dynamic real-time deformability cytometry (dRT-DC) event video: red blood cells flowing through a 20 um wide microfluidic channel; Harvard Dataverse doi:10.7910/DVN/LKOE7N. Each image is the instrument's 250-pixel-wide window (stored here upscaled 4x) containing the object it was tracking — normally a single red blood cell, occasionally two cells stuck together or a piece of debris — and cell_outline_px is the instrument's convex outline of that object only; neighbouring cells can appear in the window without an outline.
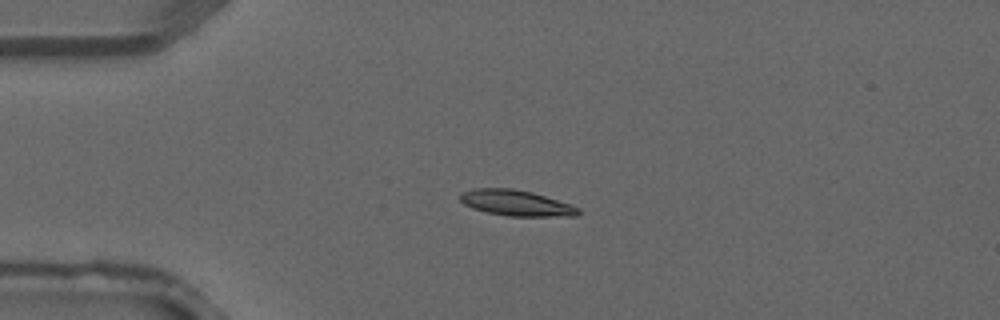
{"species": "common noctule bat (a hibernating species)", "species_latin": "Nyctalus noctula", "temperature_condition": "warm", "stored_images_in_passage": 3, "camera_frame_rate_fps": 3000, "um_per_image_px": 0.085, "animal": {"sex": "male", "forearm_length_mm": 52.5}, "frame": {"image": 1, "passage_image": 2, "time_ms": 0.333, "image_size_px": [1000, 320], "cell_outline_px": [[580, 212], [576, 216], [508, 216], [488, 212], [472, 208], [464, 204], [460, 200], [460, 192], [472, 188], [512, 188], [532, 192], [580, 208]], "centroid_in_image_um": [43.82, 17.24], "position_along_channel_um": 41.2, "area_um2": 17.63}}